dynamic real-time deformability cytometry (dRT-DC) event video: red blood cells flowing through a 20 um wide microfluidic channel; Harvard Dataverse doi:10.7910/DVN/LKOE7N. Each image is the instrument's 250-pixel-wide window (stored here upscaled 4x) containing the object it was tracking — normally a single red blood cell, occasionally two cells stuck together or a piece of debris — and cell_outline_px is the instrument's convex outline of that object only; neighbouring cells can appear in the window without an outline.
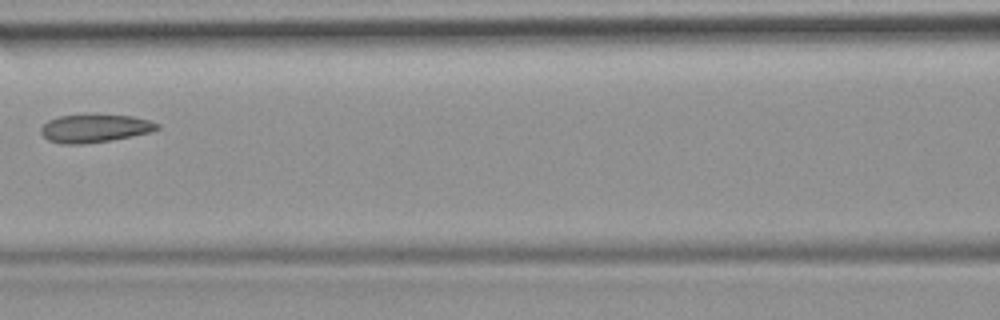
{"species": "common noctule bat (a hibernating species)", "species_latin": "Nyctalus noctula", "temperature_condition": "room temperature", "stored_images_in_passage": 6, "camera_frame_rate_fps": 3000, "um_per_image_px": 0.085, "animal": {"sex": "female", "body_mass_g": 19.9}, "frame": {"image": 1, "passage_image": 6, "time_ms": 6.667, "image_size_px": [1000, 320], "cell_outline_px": [[160, 128], [148, 132], [108, 140], [80, 144], [60, 144], [48, 140], [40, 132], [40, 128], [48, 120], [60, 116], [84, 112], [88, 112], [132, 116], [148, 120], [160, 124]], "centroid_in_image_um": [8.0, 10.86], "position_along_channel_um": 158.6, "area_um2": 19.42}}